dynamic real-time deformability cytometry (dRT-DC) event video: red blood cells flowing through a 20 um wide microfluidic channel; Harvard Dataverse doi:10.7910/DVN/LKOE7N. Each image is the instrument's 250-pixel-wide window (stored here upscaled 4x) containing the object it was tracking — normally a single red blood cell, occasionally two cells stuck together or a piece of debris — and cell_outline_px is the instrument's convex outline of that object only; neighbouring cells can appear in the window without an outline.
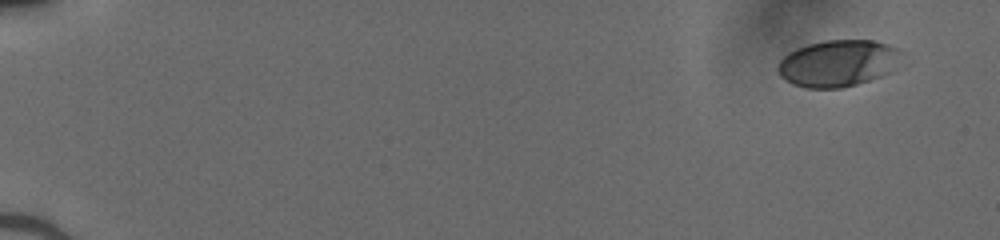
{"species": "human", "species_latin": "Homo sapiens", "temperature_condition": "cold", "stored_images_in_passage": 49, "camera_frame_rate_fps": 3000, "um_per_image_px": 0.085, "donor": {"sex": "male"}, "frame": {"image": 1, "passage_image": 1, "time_ms": 0.0, "image_size_px": [1000, 240], "cell_outline_px": [[904, 68], [856, 84], [840, 88], [808, 88], [792, 84], [784, 80], [780, 76], [776, 68], [780, 60], [788, 52], [796, 48], [808, 44], [824, 40], [872, 40], [888, 44], [904, 52]], "centroid_in_image_um": [71.32, 5.37], "position_along_channel_um": 13.7, "area_um2": 34.56}}
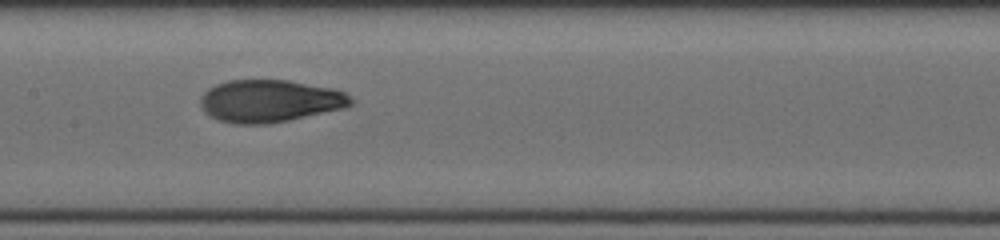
{"frame": {"image": 2, "passage_image": 26, "time_ms": 8.333, "image_size_px": [1000, 240], "cell_outline_px": [[352, 104], [344, 108], [288, 120], [268, 124], [236, 124], [220, 120], [204, 112], [200, 104], [200, 96], [208, 88], [216, 84], [228, 80], [288, 80], [332, 88], [344, 92], [352, 100]], "centroid_in_image_um": [22.9, 8.58], "position_along_channel_um": 184.5, "area_um2": 37.05}}
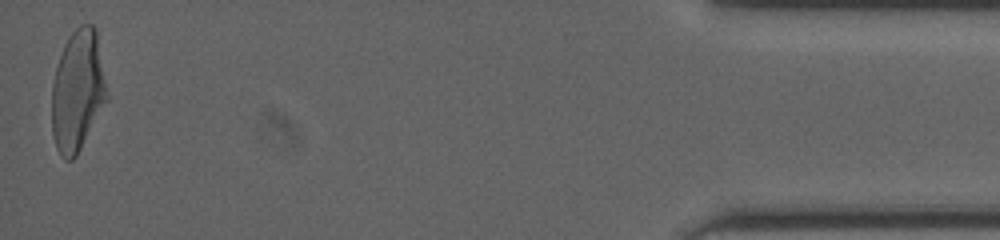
{"frame": {"image": 3, "passage_image": 49, "time_ms": 16.0, "image_size_px": [1000, 240], "cell_outline_px": [[108, 100], [76, 156], [72, 160], [64, 160], [60, 156], [56, 148], [52, 132], [52, 84], [56, 68], [64, 44], [72, 32], [80, 24], [92, 24], [96, 28], [108, 96]], "centroid_in_image_um": [6.6, 7.73], "position_along_channel_um": 428.6, "area_um2": 38.96}}